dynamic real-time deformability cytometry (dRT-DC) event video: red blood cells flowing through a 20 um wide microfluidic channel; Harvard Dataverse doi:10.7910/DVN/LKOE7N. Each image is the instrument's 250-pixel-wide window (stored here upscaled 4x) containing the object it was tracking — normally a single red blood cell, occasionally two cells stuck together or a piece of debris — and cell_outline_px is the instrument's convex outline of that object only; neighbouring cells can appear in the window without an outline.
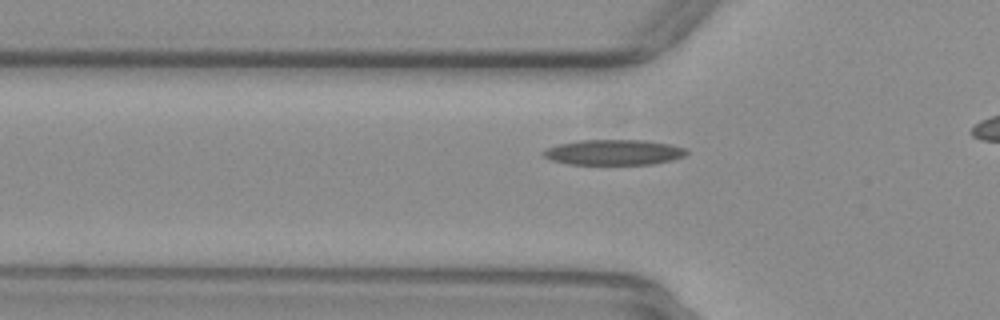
{"species": "common noctule bat (a hibernating species)", "species_latin": "Nyctalus noctula", "temperature_condition": "warm", "stored_images_in_passage": 35, "camera_frame_rate_fps": 3000, "um_per_image_px": 0.085, "animal": {"sex": "female", "body_mass_g": 29.2, "forearm_length_mm": 56.3}, "frame": {"image": 1, "passage_image": 9, "time_ms": 2.667, "image_size_px": [1000, 320], "cell_outline_px": [[688, 152], [684, 156], [672, 160], [652, 164], [568, 164], [552, 160], [544, 156], [540, 152], [544, 148], [560, 144], [580, 140], [644, 140], [672, 144], [684, 148]], "centroid_in_image_um": [52.16, 12.94], "position_along_channel_um": 73.6, "area_um2": 21.21}}
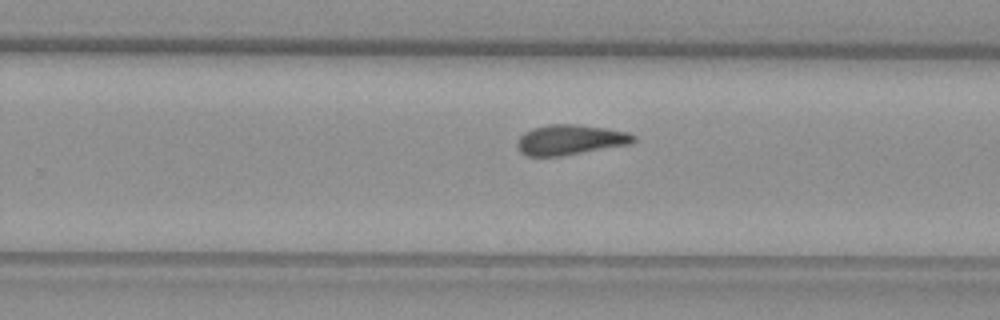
{"frame": {"image": 2, "passage_image": 25, "time_ms": 8.0, "image_size_px": [1000, 320], "cell_outline_px": [[636, 140], [632, 144], [560, 156], [524, 156], [520, 152], [516, 144], [516, 140], [524, 132], [532, 128], [548, 124], [576, 124], [604, 128], [628, 132], [636, 136]], "centroid_in_image_um": [48.45, 11.88], "position_along_channel_um": 281.4, "area_um2": 20.63}}
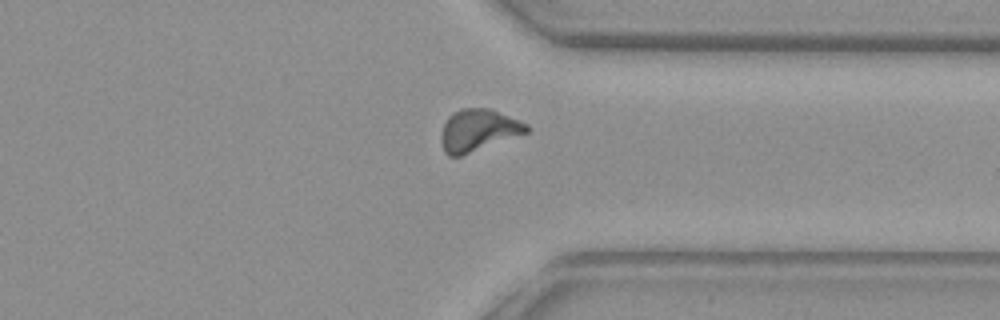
{"frame": {"image": 3, "passage_image": 32, "time_ms": 10.333, "image_size_px": [1000, 320], "cell_outline_px": [[532, 128], [528, 132], [460, 156], [448, 156], [444, 152], [440, 140], [440, 136], [444, 124], [448, 116], [452, 112], [460, 108], [492, 108], [520, 120], [528, 124]], "centroid_in_image_um": [40.65, 11.05], "position_along_channel_um": 370.7, "area_um2": 21.1}}